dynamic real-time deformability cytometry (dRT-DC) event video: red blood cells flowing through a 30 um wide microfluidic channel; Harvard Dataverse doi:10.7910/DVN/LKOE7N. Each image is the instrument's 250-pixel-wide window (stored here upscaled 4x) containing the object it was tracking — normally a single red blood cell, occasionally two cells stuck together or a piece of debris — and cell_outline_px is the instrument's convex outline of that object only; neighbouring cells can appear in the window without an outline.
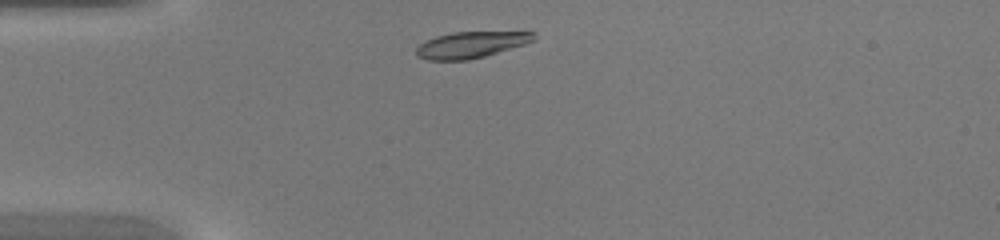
{"species": "common noctule bat (a hibernating species)", "species_latin": "Nyctalus noctula", "temperature_condition": "warm", "stored_images_in_passage": 35, "camera_frame_rate_fps": 3000, "um_per_image_px": 0.085, "animal": {"sex": "female", "body_mass_g": 20.0, "forearm_length_mm": 54.0}, "frame": {"image": 1, "passage_image": 2, "time_ms": 0.333, "image_size_px": [1000, 240], "cell_outline_px": [[536, 40], [524, 44], [484, 56], [468, 60], [428, 60], [416, 56], [416, 48], [420, 44], [436, 36], [452, 32], [536, 32]], "centroid_in_image_um": [40.03, 3.8], "position_along_channel_um": 45.0, "area_um2": 17.86}}
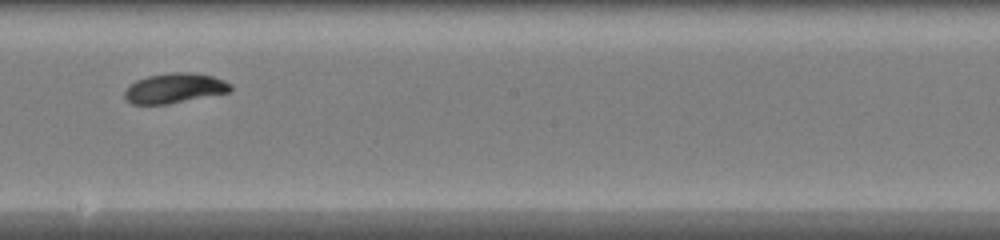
{"frame": {"image": 2, "passage_image": 16, "time_ms": 5.0, "image_size_px": [1000, 240], "cell_outline_px": [[232, 92], [168, 104], [132, 104], [124, 96], [124, 92], [136, 80], [148, 76], [168, 72], [192, 72], [212, 76], [224, 80], [232, 84]], "centroid_in_image_um": [14.89, 7.49], "position_along_channel_um": 233.3, "area_um2": 18.55}}
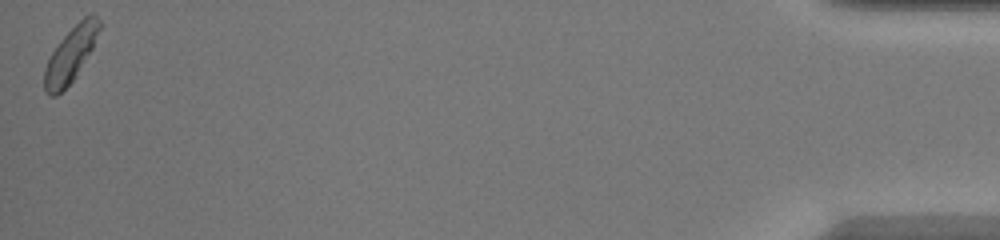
{"frame": {"image": 3, "passage_image": 35, "time_ms": 11.333, "image_size_px": [1000, 240], "cell_outline_px": [[104, 24], [92, 48], [76, 76], [56, 96], [48, 96], [44, 92], [44, 68], [52, 52], [60, 40], [84, 16], [92, 12]], "centroid_in_image_um": [6.03, 4.61], "position_along_channel_um": 429.2, "area_um2": 17.63}}